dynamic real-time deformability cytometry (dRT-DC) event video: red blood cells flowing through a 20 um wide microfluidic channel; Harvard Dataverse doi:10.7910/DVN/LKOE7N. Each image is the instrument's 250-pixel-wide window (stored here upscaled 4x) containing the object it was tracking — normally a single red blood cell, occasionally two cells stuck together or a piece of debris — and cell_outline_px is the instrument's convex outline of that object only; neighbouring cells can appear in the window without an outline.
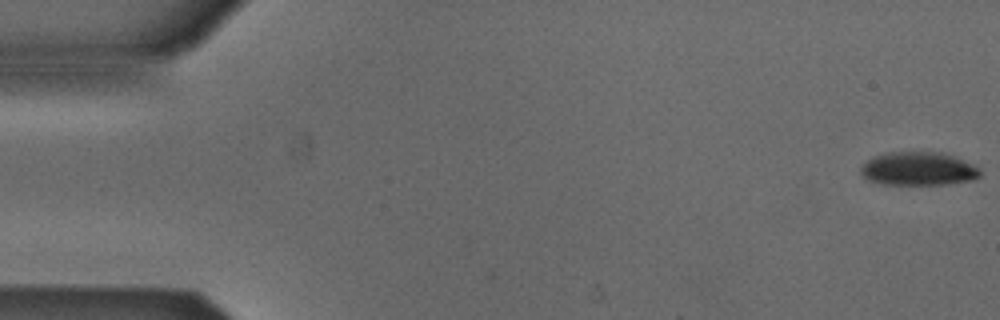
{"species": "Egyptian fruit bat (a non-hibernating species)", "species_latin": "Rousettus aegyptiacus", "temperature_condition": "cold", "stored_images_in_passage": 53, "camera_frame_rate_fps": 3000, "um_per_image_px": 0.085, "animal": {"sex": "male"}, "frame": {"image": 1, "passage_image": 1, "time_ms": 0.0, "image_size_px": [1000, 320], "cell_outline_px": [[980, 172], [976, 176], [960, 180], [924, 184], [908, 184], [876, 180], [868, 176], [864, 172], [864, 168], [872, 160], [884, 156], [940, 156], [956, 160], [976, 168]], "centroid_in_image_um": [78.09, 14.43], "position_along_channel_um": 6.9, "area_um2": 18.44}}
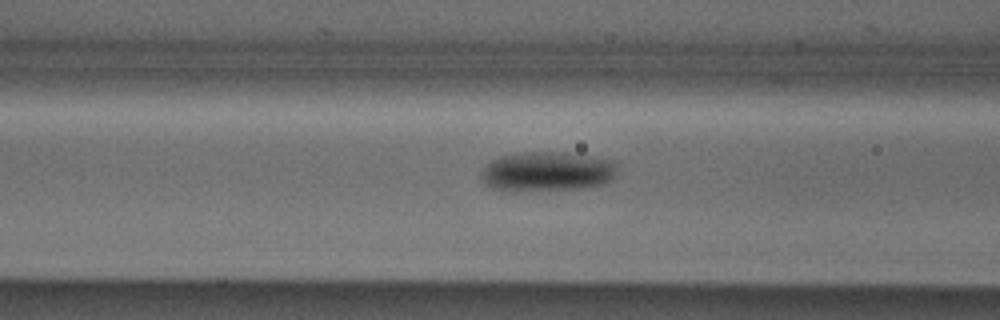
{"frame": {"image": 2, "passage_image": 21, "time_ms": 6.667, "image_size_px": [1000, 320], "cell_outline_px": [[608, 172], [600, 180], [584, 184], [500, 184], [492, 180], [488, 176], [492, 164], [500, 160], [548, 160], [600, 164]], "centroid_in_image_um": [46.35, 14.65], "position_along_channel_um": 120.3, "area_um2": 18.21}}
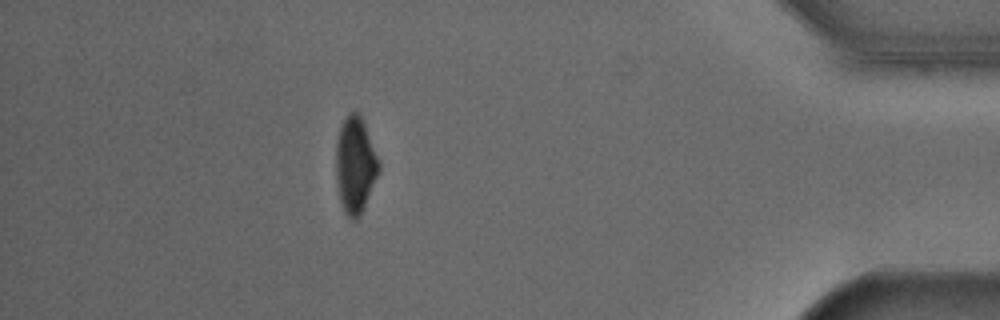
{"frame": {"image": 3, "passage_image": 47, "time_ms": 15.333, "image_size_px": [1000, 320], "cell_outline_px": [[376, 172], [360, 212], [356, 216], [352, 216], [344, 208], [340, 196], [340, 132], [344, 120], [352, 112], [360, 120], [364, 128], [376, 160]], "centroid_in_image_um": [30.2, 14.01], "position_along_channel_um": 405.0, "area_um2": 19.59}, "authors_computed_cell_mechanics": {"area_um2": 18.8428, "velocity_mm_per_s": 3.8802, "shape_relaxation_time_tau1_ms": 3.8737, "shape_relaxation_time_tau2_ms": null, "deformation_change_tau1": 0.2021, "deformation_change_tau2": null}}